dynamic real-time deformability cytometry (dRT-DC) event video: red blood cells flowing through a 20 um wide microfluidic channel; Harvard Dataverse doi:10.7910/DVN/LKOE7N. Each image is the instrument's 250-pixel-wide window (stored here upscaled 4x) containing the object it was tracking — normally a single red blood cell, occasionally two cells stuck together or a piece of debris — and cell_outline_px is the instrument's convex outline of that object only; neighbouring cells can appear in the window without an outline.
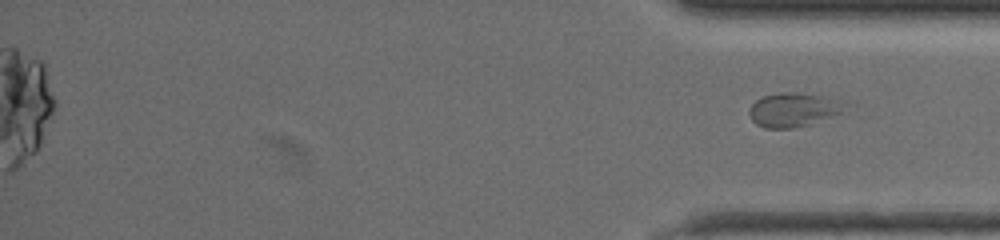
{"species": "common noctule bat (a hibernating species)", "species_latin": "Nyctalus noctula", "temperature_condition": "warm", "stored_images_in_passage": 50, "camera_frame_rate_fps": 3000, "um_per_image_px": 0.085, "animal": {"sex": "female", "body_mass_g": 19.5, "forearm_length_mm": 54.1}, "frame": {"image": 1, "passage_image": 50, "time_ms": 16.333, "image_size_px": [1000, 240], "cell_outline_px": [[840, 112], [808, 124], [792, 128], [764, 128], [756, 124], [752, 120], [748, 112], [748, 108], [756, 100], [764, 96], [780, 92], [792, 92], [820, 96], [836, 100]], "centroid_in_image_um": [67.23, 9.34], "position_along_channel_um": 368.0, "area_um2": 17.98}}